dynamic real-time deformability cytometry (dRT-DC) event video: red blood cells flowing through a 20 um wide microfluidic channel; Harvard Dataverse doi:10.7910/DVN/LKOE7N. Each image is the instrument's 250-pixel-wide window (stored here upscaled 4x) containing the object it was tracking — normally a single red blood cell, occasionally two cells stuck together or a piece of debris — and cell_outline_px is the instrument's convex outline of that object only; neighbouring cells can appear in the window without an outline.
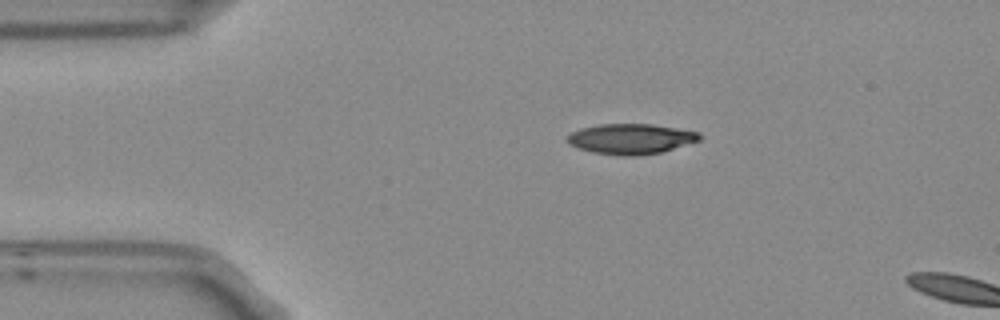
{"species": "Egyptian fruit bat (a non-hibernating species)", "species_latin": "Rousettus aegyptiacus", "temperature_condition": "room temperature", "stored_images_in_passage": 4, "camera_frame_rate_fps": 3000, "um_per_image_px": 0.085, "frame": {"image": 1, "passage_image": 4, "time_ms": 1.0, "image_size_px": [1000, 320], "cell_outline_px": [[704, 136], [700, 140], [660, 152], [640, 156], [624, 156], [592, 152], [576, 148], [568, 144], [564, 140], [572, 132], [580, 128], [600, 124], [652, 124], [700, 132]], "centroid_in_image_um": [53.6, 11.8], "position_along_channel_um": 31.4, "area_um2": 23.52}}